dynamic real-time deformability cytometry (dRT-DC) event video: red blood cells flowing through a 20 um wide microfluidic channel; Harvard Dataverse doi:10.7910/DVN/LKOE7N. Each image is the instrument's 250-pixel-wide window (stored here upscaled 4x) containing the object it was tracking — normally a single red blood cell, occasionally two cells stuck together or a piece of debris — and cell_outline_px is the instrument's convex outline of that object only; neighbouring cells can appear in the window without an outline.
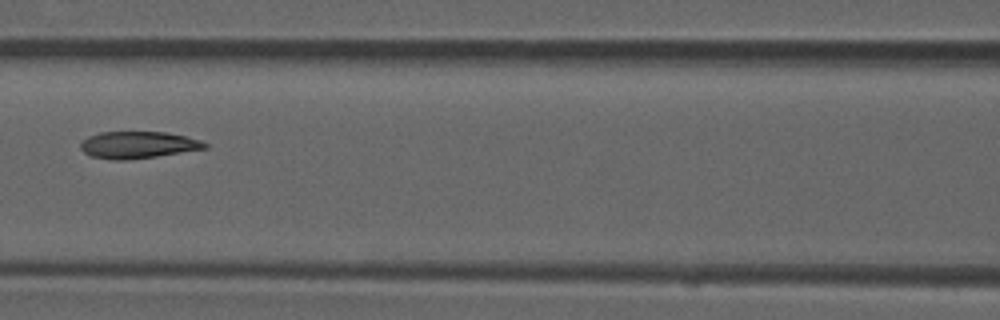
{"species": "common noctule bat (a hibernating species)", "species_latin": "Nyctalus noctula", "temperature_condition": "room temperature", "stored_images_in_passage": 4, "camera_frame_rate_fps": 3000, "um_per_image_px": 0.085, "animal": {"sex": "male", "forearm_length_mm": 52.5}, "frame": {"image": 1, "passage_image": 4, "time_ms": 1.0, "image_size_px": [1000, 320], "cell_outline_px": [[208, 148], [156, 156], [124, 160], [112, 160], [88, 156], [80, 148], [80, 144], [88, 136], [100, 132], [164, 132], [184, 136], [200, 140], [208, 144]], "centroid_in_image_um": [11.7, 12.32], "position_along_channel_um": 154.9, "area_um2": 19.42}}